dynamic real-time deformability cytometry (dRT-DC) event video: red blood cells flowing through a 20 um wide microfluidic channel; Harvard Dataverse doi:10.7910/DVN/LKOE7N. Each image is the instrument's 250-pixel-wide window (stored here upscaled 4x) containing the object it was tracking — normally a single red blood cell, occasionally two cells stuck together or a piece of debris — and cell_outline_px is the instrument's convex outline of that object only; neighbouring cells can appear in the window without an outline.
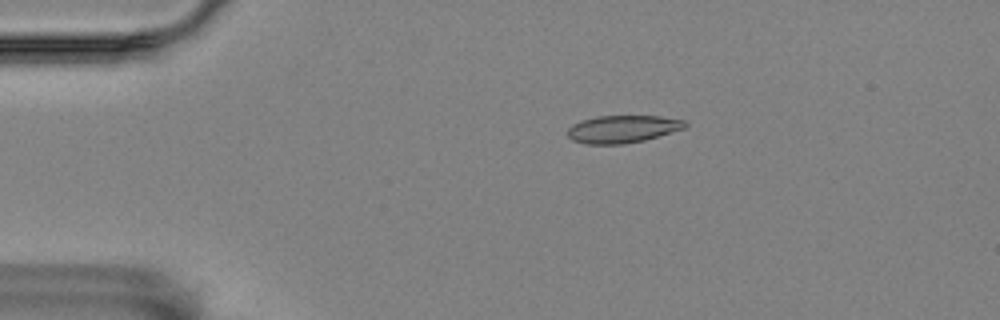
{"species": "Egyptian fruit bat (a non-hibernating species)", "species_latin": "Rousettus aegyptiacus", "temperature_condition": "room temperature", "stored_images_in_passage": 6, "camera_frame_rate_fps": 3000, "um_per_image_px": 0.085, "animal": {"sex": "female"}, "frame": {"image": 1, "passage_image": 3, "time_ms": 0.667, "image_size_px": [1000, 320], "cell_outline_px": [[688, 124], [684, 128], [644, 140], [624, 144], [588, 144], [572, 140], [568, 136], [568, 128], [572, 124], [596, 116], [660, 116], [684, 120]], "centroid_in_image_um": [52.91, 10.97], "position_along_channel_um": 32.1, "area_um2": 18.67}}
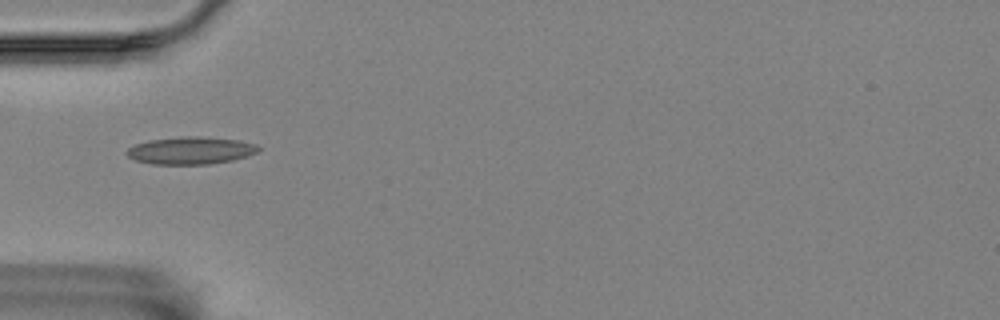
{"frame": {"image": 2, "passage_image": 5, "time_ms": 1.333, "image_size_px": [1000, 320], "cell_outline_px": [[260, 148], [256, 152], [248, 156], [232, 160], [208, 164], [152, 164], [136, 160], [128, 156], [124, 152], [128, 148], [136, 144], [148, 140], [180, 136], [196, 136], [236, 140], [256, 144]], "centroid_in_image_um": [16.17, 12.79], "position_along_channel_um": 68.8, "area_um2": 20.92}}